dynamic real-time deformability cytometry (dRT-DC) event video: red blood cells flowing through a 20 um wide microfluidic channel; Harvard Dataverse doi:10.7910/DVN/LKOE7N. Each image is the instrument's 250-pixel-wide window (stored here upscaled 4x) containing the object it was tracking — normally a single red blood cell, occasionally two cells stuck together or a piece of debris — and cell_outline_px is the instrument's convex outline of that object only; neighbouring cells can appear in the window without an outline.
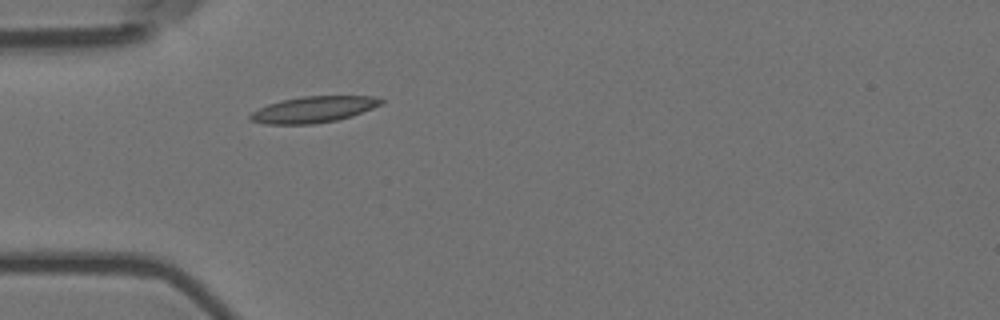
{"species": "Egyptian fruit bat (a non-hibernating species)", "species_latin": "Rousettus aegyptiacus", "temperature_condition": "room temperature", "stored_images_in_passage": 1, "camera_frame_rate_fps": 3000, "um_per_image_px": 0.085, "animal": {"sex": "female"}, "frame": {"image": 1, "passage_image": 1, "time_ms": 0.0, "image_size_px": [1000, 320], "cell_outline_px": [[384, 104], [352, 116], [336, 120], [312, 124], [264, 124], [248, 120], [248, 116], [252, 112], [268, 104], [280, 100], [304, 96], [372, 96], [384, 100]], "centroid_in_image_um": [26.64, 9.31], "position_along_channel_um": 58.4, "area_um2": 20.06}}